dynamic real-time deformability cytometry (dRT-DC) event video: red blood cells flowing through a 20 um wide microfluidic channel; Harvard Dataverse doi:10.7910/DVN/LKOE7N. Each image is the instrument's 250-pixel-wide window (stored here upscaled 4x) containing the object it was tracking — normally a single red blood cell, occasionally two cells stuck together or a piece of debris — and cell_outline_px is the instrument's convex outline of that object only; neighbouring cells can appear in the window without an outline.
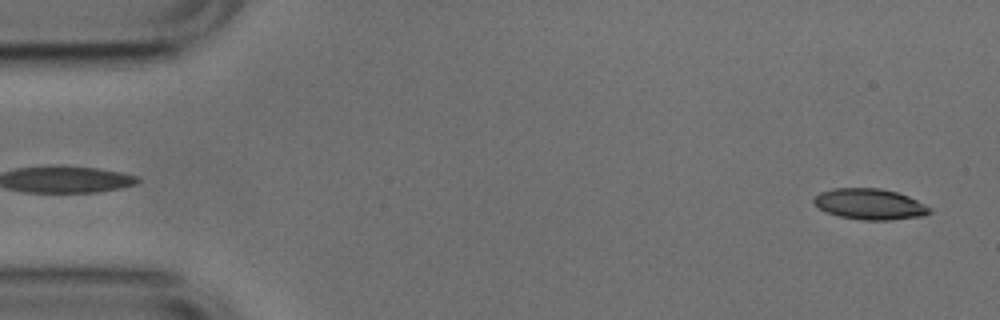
{"species": "common noctule bat (a hibernating species)", "species_latin": "Nyctalus noctula", "temperature_condition": "cold", "stored_images_in_passage": 11, "camera_frame_rate_fps": 3000, "um_per_image_px": 0.085, "animal": {"sex": "male", "body_mass_g": 17.9, "forearm_length_mm": 54.2}, "frame": {"image": 1, "passage_image": 2, "time_ms": 0.333, "image_size_px": [1000, 320], "cell_outline_px": [[932, 212], [924, 216], [888, 220], [864, 220], [840, 216], [824, 212], [812, 200], [820, 192], [832, 188], [880, 188], [896, 192], [908, 196], [932, 208]], "centroid_in_image_um": [73.94, 17.35], "position_along_channel_um": 11.1, "area_um2": 20.81}}